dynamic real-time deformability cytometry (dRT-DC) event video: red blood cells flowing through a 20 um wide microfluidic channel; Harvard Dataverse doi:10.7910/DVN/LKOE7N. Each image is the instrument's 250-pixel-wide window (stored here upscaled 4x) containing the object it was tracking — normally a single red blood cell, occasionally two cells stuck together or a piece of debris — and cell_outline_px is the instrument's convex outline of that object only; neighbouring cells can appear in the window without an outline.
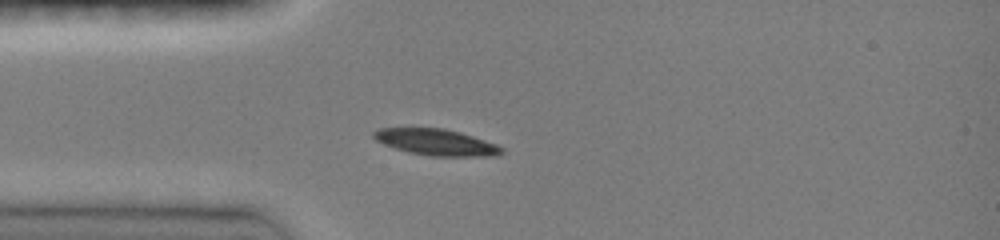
{"species": "common noctule bat (a hibernating species)", "species_latin": "Nyctalus noctula", "temperature_condition": "room temperature", "stored_images_in_passage": 32, "camera_frame_rate_fps": 3000, "um_per_image_px": 0.085, "animal": {"sex": "female", "body_mass_g": 19.0, "forearm_length_mm": 51.5}, "frame": {"image": 1, "passage_image": 1, "time_ms": 0.0, "image_size_px": [1000, 240], "cell_outline_px": [[504, 152], [496, 156], [428, 156], [408, 152], [384, 144], [376, 140], [372, 136], [372, 132], [380, 128], [444, 128], [460, 132], [496, 144], [504, 148]], "centroid_in_image_um": [37.08, 12.09], "position_along_channel_um": 47.9, "area_um2": 19.59}}
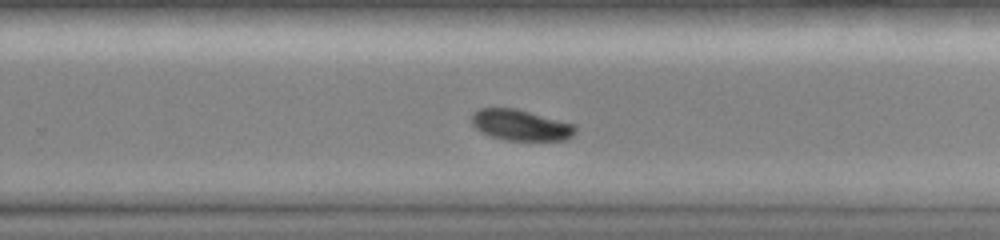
{"frame": {"image": 2, "passage_image": 19, "time_ms": 6.0, "image_size_px": [1000, 240], "cell_outline_px": [[576, 132], [568, 140], [504, 140], [480, 132], [472, 124], [472, 116], [480, 108], [516, 108], [576, 124]], "centroid_in_image_um": [44.3, 10.64], "position_along_channel_um": 285.5, "area_um2": 18.73}}
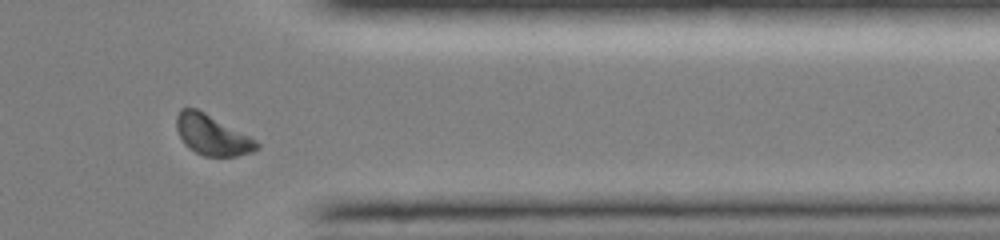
{"frame": {"image": 3, "passage_image": 27, "time_ms": 8.667, "image_size_px": [1000, 240], "cell_outline_px": [[260, 148], [252, 152], [236, 156], [204, 156], [188, 148], [184, 144], [176, 128], [176, 116], [180, 108], [196, 108], [204, 112], [256, 140], [260, 144]], "centroid_in_image_um": [18.01, 11.48], "position_along_channel_um": 393.4, "area_um2": 18.67}, "authors_computed_cell_mechanics": {"area_um2": 19.3341, "velocity_mm_per_s": 4.0922, "shape_relaxation_time_tau1_ms": 2.6422, "shape_relaxation_time_tau2_ms": null, "deformation_change_tau1": 0.1197, "deformation_change_tau2": null}}